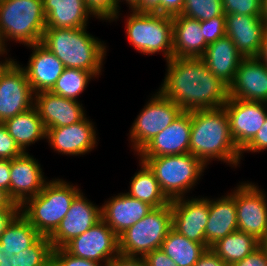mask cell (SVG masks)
Here are the masks:
<instances>
[{
    "label": "cell",
    "mask_w": 267,
    "mask_h": 266,
    "mask_svg": "<svg viewBox=\"0 0 267 266\" xmlns=\"http://www.w3.org/2000/svg\"><path fill=\"white\" fill-rule=\"evenodd\" d=\"M260 246L258 241L252 235L243 231L236 230L224 238L218 240L211 246V249L230 266L245 258Z\"/></svg>",
    "instance_id": "1f68e13d"
},
{
    "label": "cell",
    "mask_w": 267,
    "mask_h": 266,
    "mask_svg": "<svg viewBox=\"0 0 267 266\" xmlns=\"http://www.w3.org/2000/svg\"><path fill=\"white\" fill-rule=\"evenodd\" d=\"M40 162L29 152L10 160V198L19 206L43 190L48 181Z\"/></svg>",
    "instance_id": "e0dca14e"
},
{
    "label": "cell",
    "mask_w": 267,
    "mask_h": 266,
    "mask_svg": "<svg viewBox=\"0 0 267 266\" xmlns=\"http://www.w3.org/2000/svg\"><path fill=\"white\" fill-rule=\"evenodd\" d=\"M132 123L129 143L134 154L138 153L157 134L167 128L183 110L156 90Z\"/></svg>",
    "instance_id": "9c48e42d"
},
{
    "label": "cell",
    "mask_w": 267,
    "mask_h": 266,
    "mask_svg": "<svg viewBox=\"0 0 267 266\" xmlns=\"http://www.w3.org/2000/svg\"><path fill=\"white\" fill-rule=\"evenodd\" d=\"M84 3L92 17L103 22L118 21L122 15L117 0H84Z\"/></svg>",
    "instance_id": "8d00e7d4"
},
{
    "label": "cell",
    "mask_w": 267,
    "mask_h": 266,
    "mask_svg": "<svg viewBox=\"0 0 267 266\" xmlns=\"http://www.w3.org/2000/svg\"><path fill=\"white\" fill-rule=\"evenodd\" d=\"M201 58L207 68L228 86L233 82L237 68L244 59L228 36L208 44Z\"/></svg>",
    "instance_id": "d4e9b609"
},
{
    "label": "cell",
    "mask_w": 267,
    "mask_h": 266,
    "mask_svg": "<svg viewBox=\"0 0 267 266\" xmlns=\"http://www.w3.org/2000/svg\"><path fill=\"white\" fill-rule=\"evenodd\" d=\"M231 266H267V255L259 246L252 253L248 254L242 260L233 263Z\"/></svg>",
    "instance_id": "7bdbcfd3"
},
{
    "label": "cell",
    "mask_w": 267,
    "mask_h": 266,
    "mask_svg": "<svg viewBox=\"0 0 267 266\" xmlns=\"http://www.w3.org/2000/svg\"><path fill=\"white\" fill-rule=\"evenodd\" d=\"M201 30L204 33V39L207 44L213 43L226 36L225 14L213 17L207 21H200Z\"/></svg>",
    "instance_id": "f35d334b"
},
{
    "label": "cell",
    "mask_w": 267,
    "mask_h": 266,
    "mask_svg": "<svg viewBox=\"0 0 267 266\" xmlns=\"http://www.w3.org/2000/svg\"><path fill=\"white\" fill-rule=\"evenodd\" d=\"M256 58L261 61L262 63H264L267 67V30L264 33L263 39H262V43H261V47L260 50L256 56Z\"/></svg>",
    "instance_id": "816d5d0a"
},
{
    "label": "cell",
    "mask_w": 267,
    "mask_h": 266,
    "mask_svg": "<svg viewBox=\"0 0 267 266\" xmlns=\"http://www.w3.org/2000/svg\"><path fill=\"white\" fill-rule=\"evenodd\" d=\"M51 266H104L96 261L82 259L66 252L63 248L52 250Z\"/></svg>",
    "instance_id": "ab89813d"
},
{
    "label": "cell",
    "mask_w": 267,
    "mask_h": 266,
    "mask_svg": "<svg viewBox=\"0 0 267 266\" xmlns=\"http://www.w3.org/2000/svg\"><path fill=\"white\" fill-rule=\"evenodd\" d=\"M189 153L206 166L221 161L232 168L240 167V149L231 136L224 106L191 111Z\"/></svg>",
    "instance_id": "7a4b0ae2"
},
{
    "label": "cell",
    "mask_w": 267,
    "mask_h": 266,
    "mask_svg": "<svg viewBox=\"0 0 267 266\" xmlns=\"http://www.w3.org/2000/svg\"><path fill=\"white\" fill-rule=\"evenodd\" d=\"M34 106L46 130L78 123L87 116L81 102L59 96L51 91L34 94Z\"/></svg>",
    "instance_id": "ac0fdd59"
},
{
    "label": "cell",
    "mask_w": 267,
    "mask_h": 266,
    "mask_svg": "<svg viewBox=\"0 0 267 266\" xmlns=\"http://www.w3.org/2000/svg\"><path fill=\"white\" fill-rule=\"evenodd\" d=\"M229 97L267 103V67L256 57L244 58L229 85Z\"/></svg>",
    "instance_id": "ffe728a7"
},
{
    "label": "cell",
    "mask_w": 267,
    "mask_h": 266,
    "mask_svg": "<svg viewBox=\"0 0 267 266\" xmlns=\"http://www.w3.org/2000/svg\"><path fill=\"white\" fill-rule=\"evenodd\" d=\"M224 108L231 136L241 150L262 128L267 117V103L229 97Z\"/></svg>",
    "instance_id": "5bb4252c"
},
{
    "label": "cell",
    "mask_w": 267,
    "mask_h": 266,
    "mask_svg": "<svg viewBox=\"0 0 267 266\" xmlns=\"http://www.w3.org/2000/svg\"><path fill=\"white\" fill-rule=\"evenodd\" d=\"M0 266H15L13 255L9 257L5 252H0Z\"/></svg>",
    "instance_id": "f5cc1de1"
},
{
    "label": "cell",
    "mask_w": 267,
    "mask_h": 266,
    "mask_svg": "<svg viewBox=\"0 0 267 266\" xmlns=\"http://www.w3.org/2000/svg\"><path fill=\"white\" fill-rule=\"evenodd\" d=\"M124 18L126 38L138 53H162L166 61L173 57L172 17L130 9Z\"/></svg>",
    "instance_id": "52a82bcc"
},
{
    "label": "cell",
    "mask_w": 267,
    "mask_h": 266,
    "mask_svg": "<svg viewBox=\"0 0 267 266\" xmlns=\"http://www.w3.org/2000/svg\"><path fill=\"white\" fill-rule=\"evenodd\" d=\"M224 14L238 13L261 17L262 0H222Z\"/></svg>",
    "instance_id": "74e56055"
},
{
    "label": "cell",
    "mask_w": 267,
    "mask_h": 266,
    "mask_svg": "<svg viewBox=\"0 0 267 266\" xmlns=\"http://www.w3.org/2000/svg\"><path fill=\"white\" fill-rule=\"evenodd\" d=\"M69 254L107 266L119 254L118 235L101 219L62 247Z\"/></svg>",
    "instance_id": "8fae6325"
},
{
    "label": "cell",
    "mask_w": 267,
    "mask_h": 266,
    "mask_svg": "<svg viewBox=\"0 0 267 266\" xmlns=\"http://www.w3.org/2000/svg\"><path fill=\"white\" fill-rule=\"evenodd\" d=\"M0 210H20V206L10 198L8 192L1 188H0Z\"/></svg>",
    "instance_id": "681fc988"
},
{
    "label": "cell",
    "mask_w": 267,
    "mask_h": 266,
    "mask_svg": "<svg viewBox=\"0 0 267 266\" xmlns=\"http://www.w3.org/2000/svg\"><path fill=\"white\" fill-rule=\"evenodd\" d=\"M84 28H45L41 44L51 51L65 68L91 72L97 79L102 75L107 45Z\"/></svg>",
    "instance_id": "3957f363"
},
{
    "label": "cell",
    "mask_w": 267,
    "mask_h": 266,
    "mask_svg": "<svg viewBox=\"0 0 267 266\" xmlns=\"http://www.w3.org/2000/svg\"><path fill=\"white\" fill-rule=\"evenodd\" d=\"M32 53L26 66L21 67L26 73L34 94L50 91L65 69L62 62L41 43L26 46Z\"/></svg>",
    "instance_id": "44dd1931"
},
{
    "label": "cell",
    "mask_w": 267,
    "mask_h": 266,
    "mask_svg": "<svg viewBox=\"0 0 267 266\" xmlns=\"http://www.w3.org/2000/svg\"><path fill=\"white\" fill-rule=\"evenodd\" d=\"M191 111H183L167 128L157 134L137 154L138 157H159L189 153Z\"/></svg>",
    "instance_id": "d6986e66"
},
{
    "label": "cell",
    "mask_w": 267,
    "mask_h": 266,
    "mask_svg": "<svg viewBox=\"0 0 267 266\" xmlns=\"http://www.w3.org/2000/svg\"><path fill=\"white\" fill-rule=\"evenodd\" d=\"M95 78L89 71L65 68L50 91L59 96L81 102L79 96L86 90L89 82Z\"/></svg>",
    "instance_id": "d6a6232c"
},
{
    "label": "cell",
    "mask_w": 267,
    "mask_h": 266,
    "mask_svg": "<svg viewBox=\"0 0 267 266\" xmlns=\"http://www.w3.org/2000/svg\"><path fill=\"white\" fill-rule=\"evenodd\" d=\"M173 57L201 58L208 44L200 21L182 15L172 17Z\"/></svg>",
    "instance_id": "484cf974"
},
{
    "label": "cell",
    "mask_w": 267,
    "mask_h": 266,
    "mask_svg": "<svg viewBox=\"0 0 267 266\" xmlns=\"http://www.w3.org/2000/svg\"><path fill=\"white\" fill-rule=\"evenodd\" d=\"M52 245L49 237L40 236L32 245L13 255L15 266H51Z\"/></svg>",
    "instance_id": "836d02e7"
},
{
    "label": "cell",
    "mask_w": 267,
    "mask_h": 266,
    "mask_svg": "<svg viewBox=\"0 0 267 266\" xmlns=\"http://www.w3.org/2000/svg\"><path fill=\"white\" fill-rule=\"evenodd\" d=\"M161 249L178 266H194L206 248L189 240L173 228L162 242Z\"/></svg>",
    "instance_id": "4dcf8cb0"
},
{
    "label": "cell",
    "mask_w": 267,
    "mask_h": 266,
    "mask_svg": "<svg viewBox=\"0 0 267 266\" xmlns=\"http://www.w3.org/2000/svg\"><path fill=\"white\" fill-rule=\"evenodd\" d=\"M261 18L267 28V0H262Z\"/></svg>",
    "instance_id": "db71d44e"
},
{
    "label": "cell",
    "mask_w": 267,
    "mask_h": 266,
    "mask_svg": "<svg viewBox=\"0 0 267 266\" xmlns=\"http://www.w3.org/2000/svg\"><path fill=\"white\" fill-rule=\"evenodd\" d=\"M81 191L77 184L62 178L48 179L40 193L20 206V213L41 236L50 237Z\"/></svg>",
    "instance_id": "277c9868"
},
{
    "label": "cell",
    "mask_w": 267,
    "mask_h": 266,
    "mask_svg": "<svg viewBox=\"0 0 267 266\" xmlns=\"http://www.w3.org/2000/svg\"><path fill=\"white\" fill-rule=\"evenodd\" d=\"M140 169L131 177L128 192L130 197L148 203L153 208L170 204L149 166L139 159Z\"/></svg>",
    "instance_id": "f1b7e54d"
},
{
    "label": "cell",
    "mask_w": 267,
    "mask_h": 266,
    "mask_svg": "<svg viewBox=\"0 0 267 266\" xmlns=\"http://www.w3.org/2000/svg\"><path fill=\"white\" fill-rule=\"evenodd\" d=\"M101 206L87 199L81 191L72 201L66 216L55 232L49 237L52 248H62L101 220Z\"/></svg>",
    "instance_id": "2e32d148"
},
{
    "label": "cell",
    "mask_w": 267,
    "mask_h": 266,
    "mask_svg": "<svg viewBox=\"0 0 267 266\" xmlns=\"http://www.w3.org/2000/svg\"><path fill=\"white\" fill-rule=\"evenodd\" d=\"M107 266H146L143 257L116 255Z\"/></svg>",
    "instance_id": "bcb514c9"
},
{
    "label": "cell",
    "mask_w": 267,
    "mask_h": 266,
    "mask_svg": "<svg viewBox=\"0 0 267 266\" xmlns=\"http://www.w3.org/2000/svg\"><path fill=\"white\" fill-rule=\"evenodd\" d=\"M20 212V210H0V239L8 224Z\"/></svg>",
    "instance_id": "c3c4849f"
},
{
    "label": "cell",
    "mask_w": 267,
    "mask_h": 266,
    "mask_svg": "<svg viewBox=\"0 0 267 266\" xmlns=\"http://www.w3.org/2000/svg\"><path fill=\"white\" fill-rule=\"evenodd\" d=\"M15 60L0 74V123L34 106L26 73Z\"/></svg>",
    "instance_id": "7c38bea8"
},
{
    "label": "cell",
    "mask_w": 267,
    "mask_h": 266,
    "mask_svg": "<svg viewBox=\"0 0 267 266\" xmlns=\"http://www.w3.org/2000/svg\"><path fill=\"white\" fill-rule=\"evenodd\" d=\"M0 188L10 196V160L0 159Z\"/></svg>",
    "instance_id": "7dc6e473"
},
{
    "label": "cell",
    "mask_w": 267,
    "mask_h": 266,
    "mask_svg": "<svg viewBox=\"0 0 267 266\" xmlns=\"http://www.w3.org/2000/svg\"><path fill=\"white\" fill-rule=\"evenodd\" d=\"M22 153L23 151L10 136L6 126L0 123V159L12 160Z\"/></svg>",
    "instance_id": "60d3db41"
},
{
    "label": "cell",
    "mask_w": 267,
    "mask_h": 266,
    "mask_svg": "<svg viewBox=\"0 0 267 266\" xmlns=\"http://www.w3.org/2000/svg\"><path fill=\"white\" fill-rule=\"evenodd\" d=\"M225 21L226 36L233 41L241 55L244 58L256 57L267 30L262 18L230 13L225 15Z\"/></svg>",
    "instance_id": "7402d4cb"
},
{
    "label": "cell",
    "mask_w": 267,
    "mask_h": 266,
    "mask_svg": "<svg viewBox=\"0 0 267 266\" xmlns=\"http://www.w3.org/2000/svg\"><path fill=\"white\" fill-rule=\"evenodd\" d=\"M95 126L86 116L78 123L47 129L46 141L58 154L69 157L83 156L97 148L99 139Z\"/></svg>",
    "instance_id": "4fadbf2b"
},
{
    "label": "cell",
    "mask_w": 267,
    "mask_h": 266,
    "mask_svg": "<svg viewBox=\"0 0 267 266\" xmlns=\"http://www.w3.org/2000/svg\"><path fill=\"white\" fill-rule=\"evenodd\" d=\"M138 158L152 170L162 192L170 201L187 197L207 169V166L191 153Z\"/></svg>",
    "instance_id": "8992f818"
},
{
    "label": "cell",
    "mask_w": 267,
    "mask_h": 266,
    "mask_svg": "<svg viewBox=\"0 0 267 266\" xmlns=\"http://www.w3.org/2000/svg\"><path fill=\"white\" fill-rule=\"evenodd\" d=\"M224 14L222 0H185L182 16L207 21Z\"/></svg>",
    "instance_id": "e575fe53"
},
{
    "label": "cell",
    "mask_w": 267,
    "mask_h": 266,
    "mask_svg": "<svg viewBox=\"0 0 267 266\" xmlns=\"http://www.w3.org/2000/svg\"><path fill=\"white\" fill-rule=\"evenodd\" d=\"M3 124L23 152H28L32 144L46 140L47 130L35 106L6 120Z\"/></svg>",
    "instance_id": "83f0119b"
},
{
    "label": "cell",
    "mask_w": 267,
    "mask_h": 266,
    "mask_svg": "<svg viewBox=\"0 0 267 266\" xmlns=\"http://www.w3.org/2000/svg\"><path fill=\"white\" fill-rule=\"evenodd\" d=\"M236 230L235 197L230 192L213 199L209 197V217L205 228L206 249Z\"/></svg>",
    "instance_id": "cb8c5ba5"
},
{
    "label": "cell",
    "mask_w": 267,
    "mask_h": 266,
    "mask_svg": "<svg viewBox=\"0 0 267 266\" xmlns=\"http://www.w3.org/2000/svg\"><path fill=\"white\" fill-rule=\"evenodd\" d=\"M8 47L6 46H0V59L1 57L4 59H1L0 61V74L13 62L14 58L9 57L7 51H9ZM8 55V57H7Z\"/></svg>",
    "instance_id": "f907efd6"
},
{
    "label": "cell",
    "mask_w": 267,
    "mask_h": 266,
    "mask_svg": "<svg viewBox=\"0 0 267 266\" xmlns=\"http://www.w3.org/2000/svg\"><path fill=\"white\" fill-rule=\"evenodd\" d=\"M185 0H139L131 9L174 17L181 15Z\"/></svg>",
    "instance_id": "d590c367"
},
{
    "label": "cell",
    "mask_w": 267,
    "mask_h": 266,
    "mask_svg": "<svg viewBox=\"0 0 267 266\" xmlns=\"http://www.w3.org/2000/svg\"><path fill=\"white\" fill-rule=\"evenodd\" d=\"M41 235L19 212L6 227L0 239V252L9 257L32 245Z\"/></svg>",
    "instance_id": "f546056e"
},
{
    "label": "cell",
    "mask_w": 267,
    "mask_h": 266,
    "mask_svg": "<svg viewBox=\"0 0 267 266\" xmlns=\"http://www.w3.org/2000/svg\"><path fill=\"white\" fill-rule=\"evenodd\" d=\"M267 150V117L262 128L256 135L240 150L241 160L244 153H260Z\"/></svg>",
    "instance_id": "b9f144b4"
},
{
    "label": "cell",
    "mask_w": 267,
    "mask_h": 266,
    "mask_svg": "<svg viewBox=\"0 0 267 266\" xmlns=\"http://www.w3.org/2000/svg\"><path fill=\"white\" fill-rule=\"evenodd\" d=\"M194 266H230L224 262L212 249L207 248Z\"/></svg>",
    "instance_id": "f6af8a7d"
},
{
    "label": "cell",
    "mask_w": 267,
    "mask_h": 266,
    "mask_svg": "<svg viewBox=\"0 0 267 266\" xmlns=\"http://www.w3.org/2000/svg\"><path fill=\"white\" fill-rule=\"evenodd\" d=\"M0 46H4V42H3L1 35H0Z\"/></svg>",
    "instance_id": "6f0895ef"
},
{
    "label": "cell",
    "mask_w": 267,
    "mask_h": 266,
    "mask_svg": "<svg viewBox=\"0 0 267 266\" xmlns=\"http://www.w3.org/2000/svg\"><path fill=\"white\" fill-rule=\"evenodd\" d=\"M172 228L206 248L205 228L209 217V197H183L171 200Z\"/></svg>",
    "instance_id": "9a60e30c"
},
{
    "label": "cell",
    "mask_w": 267,
    "mask_h": 266,
    "mask_svg": "<svg viewBox=\"0 0 267 266\" xmlns=\"http://www.w3.org/2000/svg\"><path fill=\"white\" fill-rule=\"evenodd\" d=\"M46 28L43 0H0V35L24 46L40 43ZM9 41V42H8Z\"/></svg>",
    "instance_id": "5b68a950"
},
{
    "label": "cell",
    "mask_w": 267,
    "mask_h": 266,
    "mask_svg": "<svg viewBox=\"0 0 267 266\" xmlns=\"http://www.w3.org/2000/svg\"><path fill=\"white\" fill-rule=\"evenodd\" d=\"M171 228V203L152 208L146 216L118 236L119 253L126 256L144 257L151 251L161 248Z\"/></svg>",
    "instance_id": "ba28073f"
},
{
    "label": "cell",
    "mask_w": 267,
    "mask_h": 266,
    "mask_svg": "<svg viewBox=\"0 0 267 266\" xmlns=\"http://www.w3.org/2000/svg\"><path fill=\"white\" fill-rule=\"evenodd\" d=\"M46 28L88 27L89 17L84 0H43Z\"/></svg>",
    "instance_id": "4316f807"
},
{
    "label": "cell",
    "mask_w": 267,
    "mask_h": 266,
    "mask_svg": "<svg viewBox=\"0 0 267 266\" xmlns=\"http://www.w3.org/2000/svg\"><path fill=\"white\" fill-rule=\"evenodd\" d=\"M235 197L237 229L260 241L267 234V194L255 182H239Z\"/></svg>",
    "instance_id": "30bf717a"
},
{
    "label": "cell",
    "mask_w": 267,
    "mask_h": 266,
    "mask_svg": "<svg viewBox=\"0 0 267 266\" xmlns=\"http://www.w3.org/2000/svg\"><path fill=\"white\" fill-rule=\"evenodd\" d=\"M153 207L127 193L111 196L101 205L102 220L119 236L142 219Z\"/></svg>",
    "instance_id": "603a6c76"
},
{
    "label": "cell",
    "mask_w": 267,
    "mask_h": 266,
    "mask_svg": "<svg viewBox=\"0 0 267 266\" xmlns=\"http://www.w3.org/2000/svg\"><path fill=\"white\" fill-rule=\"evenodd\" d=\"M143 259L146 266H178L161 248L146 254Z\"/></svg>",
    "instance_id": "ee69618b"
},
{
    "label": "cell",
    "mask_w": 267,
    "mask_h": 266,
    "mask_svg": "<svg viewBox=\"0 0 267 266\" xmlns=\"http://www.w3.org/2000/svg\"><path fill=\"white\" fill-rule=\"evenodd\" d=\"M260 247L264 250L267 255V234L260 240Z\"/></svg>",
    "instance_id": "9f6ffc18"
},
{
    "label": "cell",
    "mask_w": 267,
    "mask_h": 266,
    "mask_svg": "<svg viewBox=\"0 0 267 266\" xmlns=\"http://www.w3.org/2000/svg\"><path fill=\"white\" fill-rule=\"evenodd\" d=\"M139 0H117L118 6L120 7L121 2H125L129 7V10L138 2Z\"/></svg>",
    "instance_id": "11a10c76"
},
{
    "label": "cell",
    "mask_w": 267,
    "mask_h": 266,
    "mask_svg": "<svg viewBox=\"0 0 267 266\" xmlns=\"http://www.w3.org/2000/svg\"><path fill=\"white\" fill-rule=\"evenodd\" d=\"M158 90L183 111L223 107L229 86L216 77L202 58L172 57Z\"/></svg>",
    "instance_id": "6da1fadb"
}]
</instances>
